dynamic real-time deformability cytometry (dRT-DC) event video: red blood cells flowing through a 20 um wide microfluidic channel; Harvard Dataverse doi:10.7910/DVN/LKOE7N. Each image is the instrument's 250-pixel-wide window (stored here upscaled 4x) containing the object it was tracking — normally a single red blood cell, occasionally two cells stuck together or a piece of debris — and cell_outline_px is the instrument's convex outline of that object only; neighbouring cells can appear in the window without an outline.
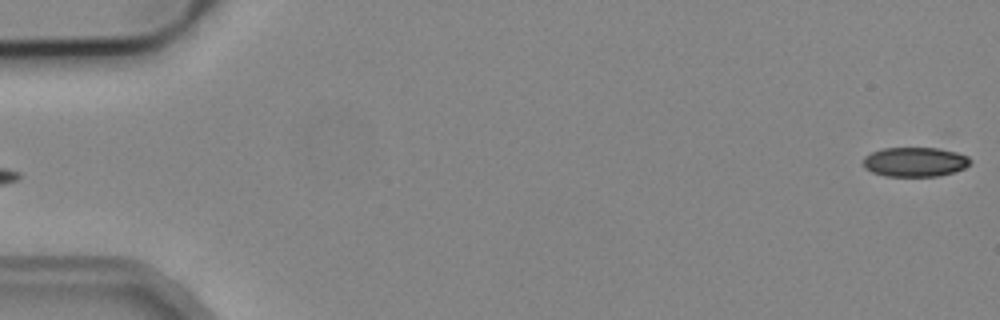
{"species": "common noctule bat (a hibernating species)", "species_latin": "Nyctalus noctula", "temperature_condition": "cold", "stored_images_in_passage": 5, "segment_of_instrument_passage": [2, 2], "camera_frame_rate_fps": 3000, "um_per_image_px": 0.085, "animal": {"sex": "male", "body_mass_g": 19.2, "forearm_length_mm": 51.8}, "frame": {"image": 1, "passage_image": 5, "time_ms": 5.667, "image_size_px": [1000, 320], "cell_outline_px": [[972, 160], [964, 168], [940, 176], [884, 176], [872, 172], [864, 168], [864, 156], [872, 152], [884, 148], [940, 148], [956, 152], [968, 156]], "centroid_in_image_um": [77.76, 13.76], "position_along_channel_um": 7.2, "area_um2": 18.38}}